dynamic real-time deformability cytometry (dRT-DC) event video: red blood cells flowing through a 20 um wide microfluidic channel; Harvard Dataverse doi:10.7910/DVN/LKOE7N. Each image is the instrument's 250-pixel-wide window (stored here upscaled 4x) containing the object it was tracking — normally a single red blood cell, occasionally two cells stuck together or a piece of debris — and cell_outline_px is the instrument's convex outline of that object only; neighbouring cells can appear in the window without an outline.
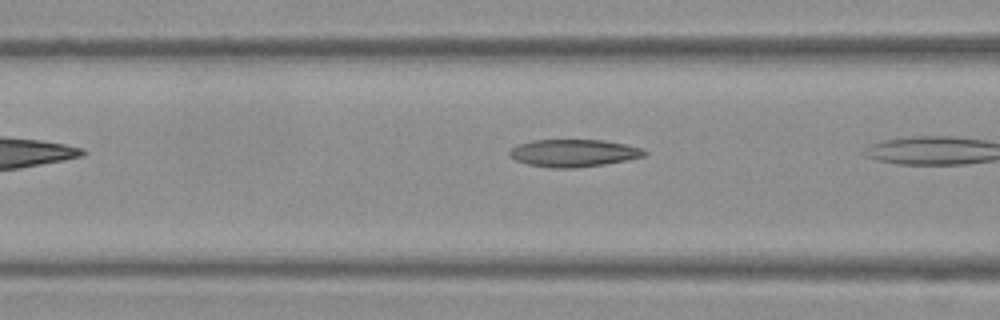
{"species": "Egyptian fruit bat (a non-hibernating species)", "species_latin": "Rousettus aegyptiacus", "temperature_condition": "warm", "stored_images_in_passage": 7, "camera_frame_rate_fps": 3000, "um_per_image_px": 0.085, "frame": {"image": 1, "passage_image": 5, "time_ms": 1.333, "image_size_px": [1000, 320], "cell_outline_px": [[648, 152], [644, 156], [628, 160], [604, 164], [576, 168], [552, 168], [528, 164], [516, 160], [508, 156], [508, 152], [516, 144], [532, 140], [604, 140], [644, 148]], "centroid_in_image_um": [48.75, 13.01], "position_along_channel_um": 117.9, "area_um2": 21.73}}